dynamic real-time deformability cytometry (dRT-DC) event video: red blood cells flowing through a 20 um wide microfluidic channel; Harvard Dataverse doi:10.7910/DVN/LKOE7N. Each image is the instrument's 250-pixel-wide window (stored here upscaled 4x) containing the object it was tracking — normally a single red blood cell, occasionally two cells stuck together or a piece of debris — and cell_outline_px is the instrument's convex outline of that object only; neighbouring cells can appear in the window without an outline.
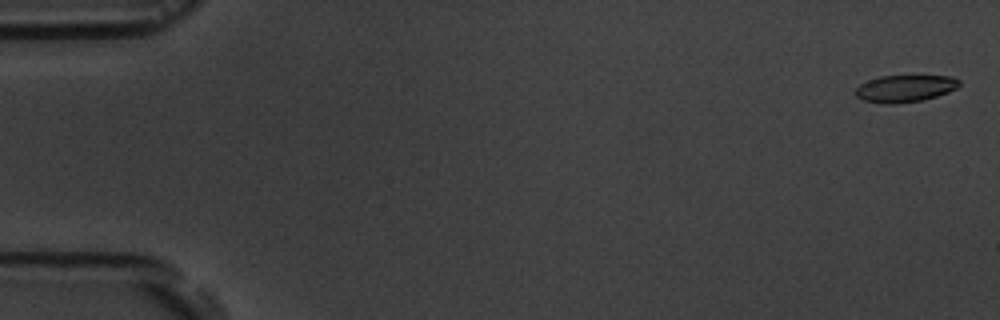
{"species": "common noctule bat (a hibernating species)", "species_latin": "Nyctalus noctula", "temperature_condition": "room temperature", "stored_images_in_passage": 4, "camera_frame_rate_fps": 3000, "um_per_image_px": 0.085, "animal": {"sex": "male", "body_mass_g": 19.5, "forearm_length_mm": 54.6}, "frame": {"image": 1, "passage_image": 1, "time_ms": 0.0, "image_size_px": [1000, 320], "cell_outline_px": [[960, 84], [956, 88], [948, 92], [936, 96], [920, 100], [892, 104], [880, 104], [864, 100], [856, 96], [856, 88], [860, 84], [868, 80], [880, 76], [952, 76], [960, 80]], "centroid_in_image_um": [76.91, 7.52], "position_along_channel_um": 8.1, "area_um2": 16.24}}